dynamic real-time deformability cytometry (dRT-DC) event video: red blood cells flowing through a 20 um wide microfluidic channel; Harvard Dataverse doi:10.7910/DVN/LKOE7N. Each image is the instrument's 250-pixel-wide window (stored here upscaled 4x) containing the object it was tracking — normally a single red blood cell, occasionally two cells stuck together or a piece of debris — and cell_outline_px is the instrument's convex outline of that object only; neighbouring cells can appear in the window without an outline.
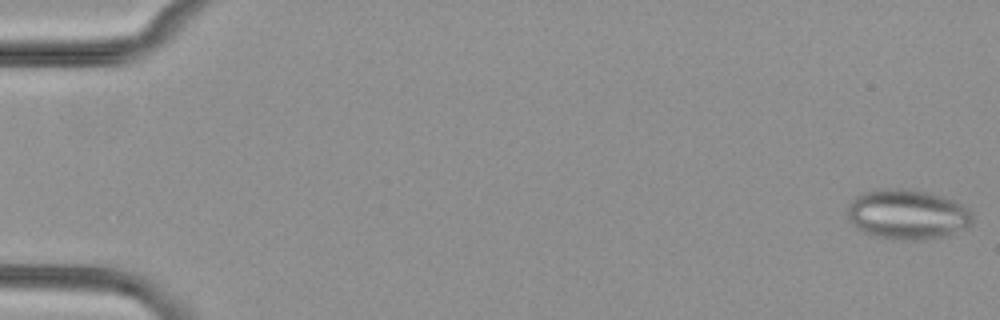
{"species": "common noctule bat (a hibernating species)", "species_latin": "Nyctalus noctula", "temperature_condition": "cold", "stored_images_in_passage": 6, "camera_frame_rate_fps": 3000, "um_per_image_px": 0.085, "animal": {"sex": "female", "body_mass_g": 29.2, "forearm_length_mm": 56.3}, "frame": {"image": 1, "passage_image": 1, "time_ms": 0.0, "image_size_px": [1000, 320], "cell_outline_px": [[972, 220], [968, 228], [948, 236], [924, 240], [904, 240], [872, 236], [856, 228], [848, 220], [848, 204], [856, 196], [864, 192], [892, 188], [900, 188], [924, 192], [940, 196], [952, 200], [968, 208], [972, 212]], "centroid_in_image_um": [77.13, 18.25], "position_along_channel_um": 7.9, "area_um2": 36.47}}